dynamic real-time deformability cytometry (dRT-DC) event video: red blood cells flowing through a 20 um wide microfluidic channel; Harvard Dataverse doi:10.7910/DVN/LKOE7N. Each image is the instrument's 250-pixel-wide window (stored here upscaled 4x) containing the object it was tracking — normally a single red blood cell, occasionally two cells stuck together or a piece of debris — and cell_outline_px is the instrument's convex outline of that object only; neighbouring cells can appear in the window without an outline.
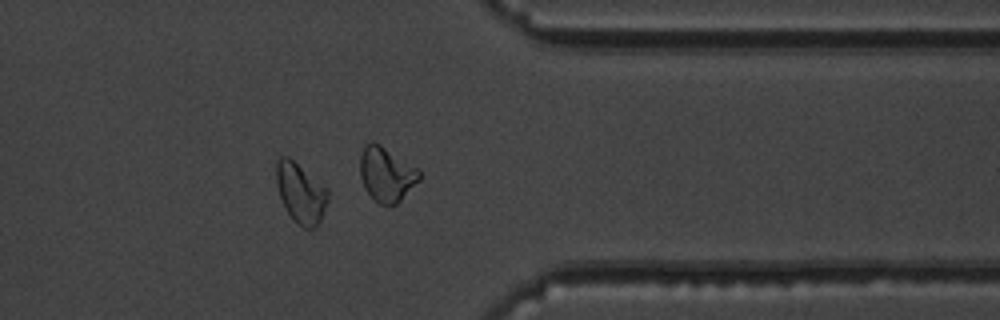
{"species": "common noctule bat (a hibernating species)", "species_latin": "Nyctalus noctula", "temperature_condition": "warm", "stored_images_in_passage": 36, "camera_frame_rate_fps": 3000, "um_per_image_px": 0.085, "animal": {"sex": "male", "body_mass_g": 19.5, "forearm_length_mm": 54.6}, "frame": {"image": 1, "passage_image": 26, "time_ms": 8.333, "image_size_px": [1000, 320], "cell_outline_px": [[328, 200], [320, 224], [316, 228], [304, 228], [292, 220], [280, 196], [276, 184], [276, 160], [280, 156], [288, 156], [328, 188]], "centroid_in_image_um": [25.57, 16.41], "position_along_channel_um": 385.8, "area_um2": 18.21}, "authors_computed_cell_mechanics": {"area_um2": 16.5597, "velocity_mm_per_s": 3.7755, "shape_relaxation_time_tau1_ms": null, "shape_relaxation_time_tau2_ms": 6.4111, "deformation_change_tau1": null, "deformation_change_tau2": 0.1154}}